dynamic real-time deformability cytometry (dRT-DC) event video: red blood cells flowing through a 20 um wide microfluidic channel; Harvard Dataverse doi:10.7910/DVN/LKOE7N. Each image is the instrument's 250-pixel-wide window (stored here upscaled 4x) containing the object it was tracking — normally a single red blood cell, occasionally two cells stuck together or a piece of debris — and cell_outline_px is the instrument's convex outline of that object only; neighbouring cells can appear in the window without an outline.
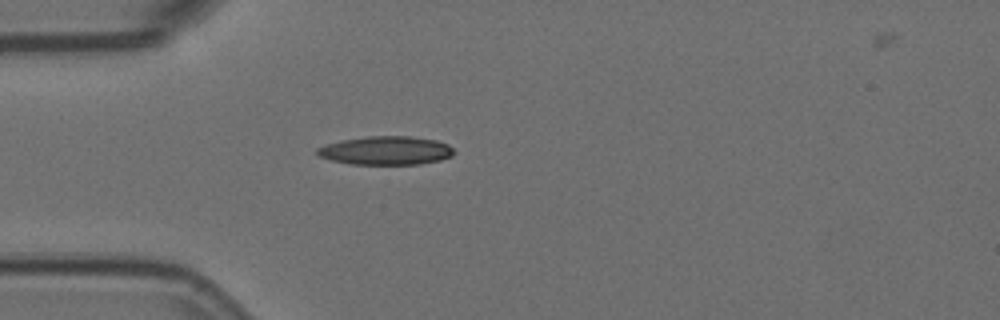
{"species": "Egyptian fruit bat (a non-hibernating species)", "species_latin": "Rousettus aegyptiacus", "temperature_condition": "room temperature", "stored_images_in_passage": 3, "camera_frame_rate_fps": 3000, "um_per_image_px": 0.085, "animal": {"sex": "female"}, "frame": {"image": 1, "passage_image": 3, "time_ms": 0.667, "image_size_px": [1000, 320], "cell_outline_px": [[456, 152], [452, 156], [440, 160], [420, 164], [352, 164], [332, 160], [320, 156], [316, 152], [316, 148], [324, 144], [344, 140], [368, 136], [408, 136], [436, 140], [448, 144]], "centroid_in_image_um": [32.83, 12.79], "position_along_channel_um": 52.2, "area_um2": 22.72}}